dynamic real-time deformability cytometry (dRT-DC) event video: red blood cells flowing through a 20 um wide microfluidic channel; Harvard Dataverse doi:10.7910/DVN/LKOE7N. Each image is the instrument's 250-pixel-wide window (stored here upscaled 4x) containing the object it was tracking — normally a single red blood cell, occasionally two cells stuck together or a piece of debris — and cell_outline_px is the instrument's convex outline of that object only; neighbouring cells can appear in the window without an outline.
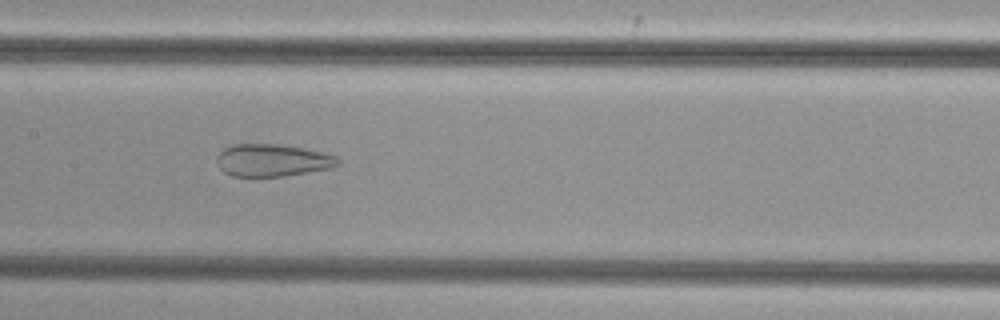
{"species": "common noctule bat (a hibernating species)", "species_latin": "Nyctalus noctula", "temperature_condition": "cold", "stored_images_in_passage": 51, "camera_frame_rate_fps": 3000, "um_per_image_px": 0.085, "animal": {"sex": "female", "body_mass_g": 29.2, "forearm_length_mm": 56.3}, "frame": {"image": 1, "passage_image": 25, "time_ms": 8.0, "image_size_px": [1000, 320], "cell_outline_px": [[340, 164], [332, 168], [284, 176], [232, 176], [224, 172], [220, 168], [216, 160], [216, 156], [224, 148], [236, 144], [276, 144], [304, 148], [324, 152], [336, 156], [340, 160]], "centroid_in_image_um": [23.17, 13.62], "position_along_channel_um": 184.2, "area_um2": 22.89}}
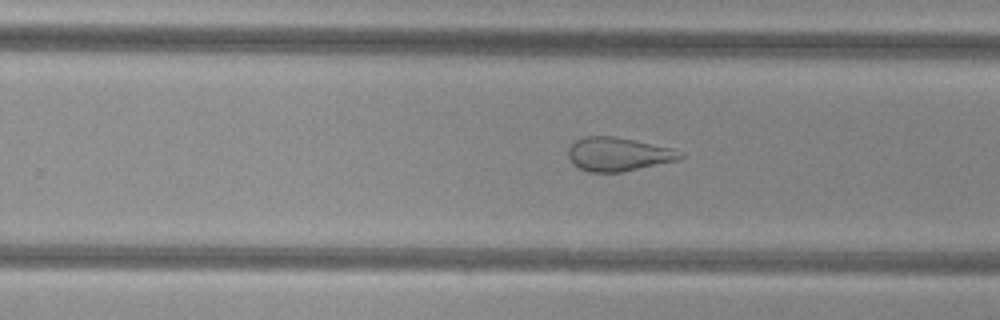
{"frame": {"image": 2, "passage_image": 32, "time_ms": 10.333, "image_size_px": [1000, 320], "cell_outline_px": [[684, 156], [680, 160], [620, 172], [588, 172], [572, 164], [568, 156], [568, 148], [576, 140], [584, 136], [612, 136], [672, 148], [684, 152]], "centroid_in_image_um": [52.55, 13.11], "position_along_channel_um": 277.2, "area_um2": 21.96}}
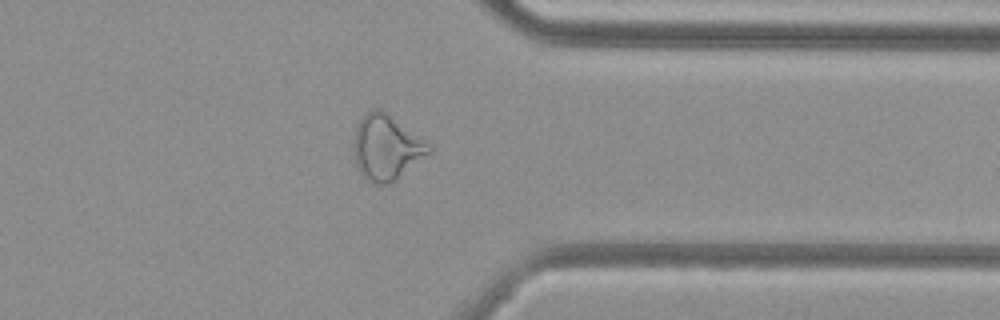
{"frame": {"image": 3, "passage_image": 40, "time_ms": 13.0, "image_size_px": [1000, 320], "cell_outline_px": [[432, 152], [396, 180], [388, 184], [372, 184], [356, 168], [352, 152], [352, 144], [356, 128], [360, 120], [372, 108], [380, 108], [432, 144]], "centroid_in_image_um": [32.84, 12.55], "position_along_channel_um": 378.6, "area_um2": 28.96}}